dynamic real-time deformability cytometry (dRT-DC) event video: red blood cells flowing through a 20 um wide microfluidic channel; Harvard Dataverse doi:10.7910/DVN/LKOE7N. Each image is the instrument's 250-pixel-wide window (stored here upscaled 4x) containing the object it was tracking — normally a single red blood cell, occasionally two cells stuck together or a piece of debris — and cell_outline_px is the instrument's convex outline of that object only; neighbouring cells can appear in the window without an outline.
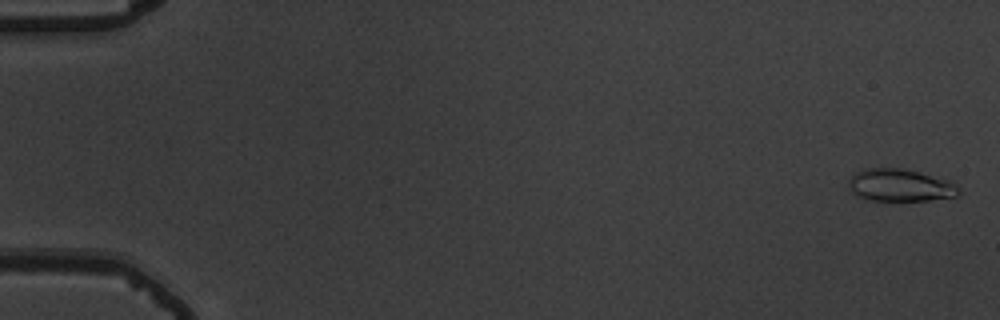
{"species": "common noctule bat (a hibernating species)", "species_latin": "Nyctalus noctula", "temperature_condition": "warm", "stored_images_in_passage": 56, "camera_frame_rate_fps": 3000, "um_per_image_px": 0.085, "animal": {"sex": "male", "body_mass_g": 19.5, "forearm_length_mm": 54.6}, "frame": {"image": 1, "passage_image": 2, "time_ms": 0.333, "image_size_px": [1000, 320], "cell_outline_px": [[960, 192], [956, 196], [928, 200], [872, 200], [856, 196], [848, 192], [848, 180], [856, 172], [864, 168], [904, 168], [952, 180], [960, 188]], "centroid_in_image_um": [76.5, 15.73], "position_along_channel_um": 8.5, "area_um2": 21.15}}
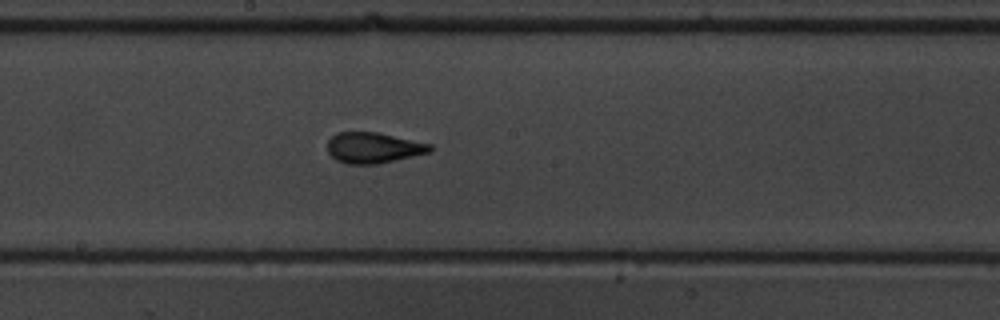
{"frame": {"image": 2, "passage_image": 32, "time_ms": 10.333, "image_size_px": [1000, 320], "cell_outline_px": [[432, 152], [376, 164], [348, 164], [336, 160], [328, 152], [328, 140], [336, 132], [376, 132], [432, 144]], "centroid_in_image_um": [31.74, 12.56], "position_along_channel_um": 216.5, "area_um2": 18.32}}
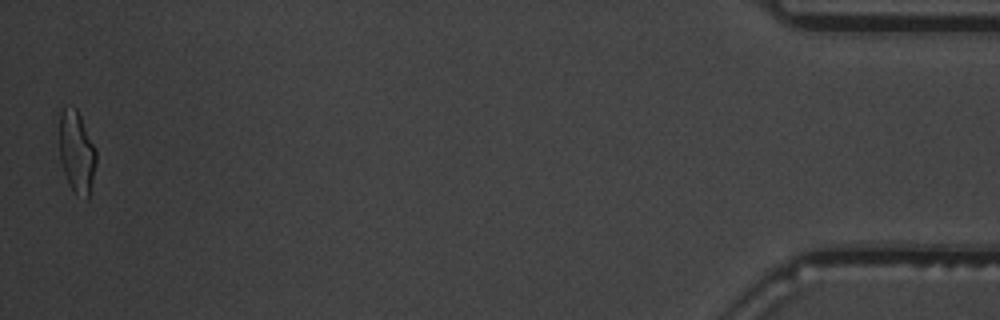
{"frame": {"image": 3, "passage_image": 56, "time_ms": 18.333, "image_size_px": [1000, 320], "cell_outline_px": [[96, 164], [88, 200], [84, 200], [76, 196], [64, 172], [60, 160], [60, 112], [64, 108], [76, 108], [96, 148]], "centroid_in_image_um": [6.54, 12.98], "position_along_channel_um": 428.7, "area_um2": 17.46}, "authors_computed_cell_mechanics": {"area_um2": 18.4382, "velocity_mm_per_s": 3.7238, "shape_relaxation_time_tau1_ms": 6.3849, "shape_relaxation_time_tau2_ms": 1.3144, "deformation_change_tau1": 0.2084, "deformation_change_tau2": 0.0927}}